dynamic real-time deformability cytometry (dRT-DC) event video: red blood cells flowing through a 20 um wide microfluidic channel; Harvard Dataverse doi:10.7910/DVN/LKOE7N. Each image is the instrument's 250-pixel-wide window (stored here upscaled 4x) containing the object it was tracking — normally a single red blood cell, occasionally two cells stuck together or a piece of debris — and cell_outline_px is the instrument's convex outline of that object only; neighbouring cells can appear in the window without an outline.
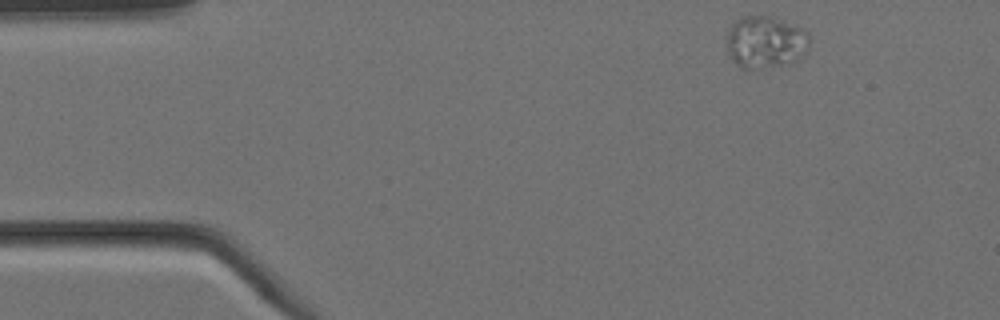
{"species": "Egyptian fruit bat (a non-hibernating species)", "species_latin": "Rousettus aegyptiacus", "temperature_condition": "cold", "stored_images_in_passage": 6, "camera_frame_rate_fps": 3000, "um_per_image_px": 0.085, "animal": {"sex": "female"}, "frame": {"image": 1, "passage_image": 1, "time_ms": 0.0, "image_size_px": [1000, 320], "cell_outline_px": [[808, 44], [800, 56], [792, 64], [764, 68], [740, 68], [736, 64], [728, 52], [728, 28], [740, 16], [768, 16], [804, 28], [808, 32]], "centroid_in_image_um": [65.05, 3.58], "position_along_channel_um": 20.0, "area_um2": 25.03}}
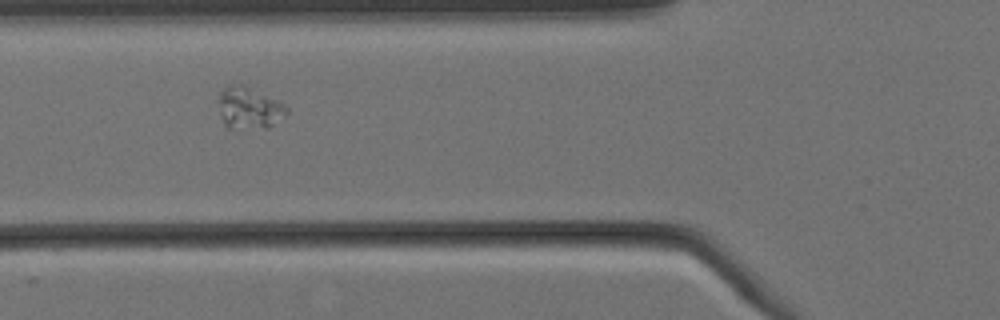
{"frame": {"image": 2, "passage_image": 5, "time_ms": 1.333, "image_size_px": [1000, 320], "cell_outline_px": [[288, 112], [268, 128], [228, 128], [224, 124], [220, 116], [220, 92], [228, 84], [244, 84], [284, 104], [288, 108]], "centroid_in_image_um": [21.16, 9.17], "position_along_channel_um": 104.6, "area_um2": 16.42}}
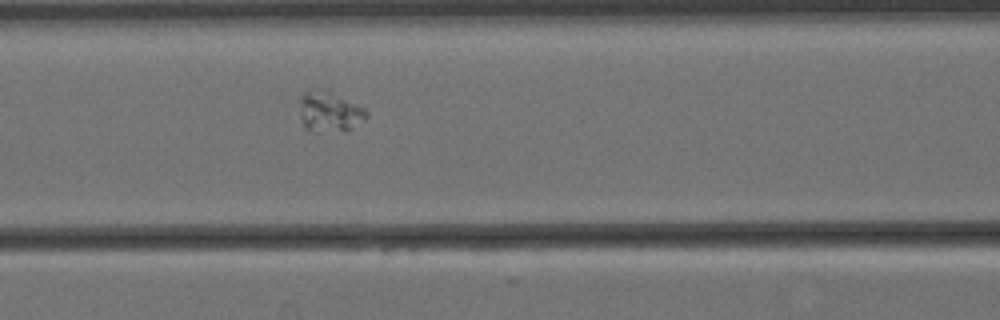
{"frame": {"image": 3, "passage_image": 6, "time_ms": 1.667, "image_size_px": [1000, 320], "cell_outline_px": [[368, 116], [364, 120], [352, 128], [316, 132], [308, 132], [304, 128], [300, 116], [300, 96], [308, 88], [328, 92], [356, 104], [364, 108], [368, 112]], "centroid_in_image_um": [27.94, 9.51], "position_along_channel_um": 138.7, "area_um2": 15.43}}